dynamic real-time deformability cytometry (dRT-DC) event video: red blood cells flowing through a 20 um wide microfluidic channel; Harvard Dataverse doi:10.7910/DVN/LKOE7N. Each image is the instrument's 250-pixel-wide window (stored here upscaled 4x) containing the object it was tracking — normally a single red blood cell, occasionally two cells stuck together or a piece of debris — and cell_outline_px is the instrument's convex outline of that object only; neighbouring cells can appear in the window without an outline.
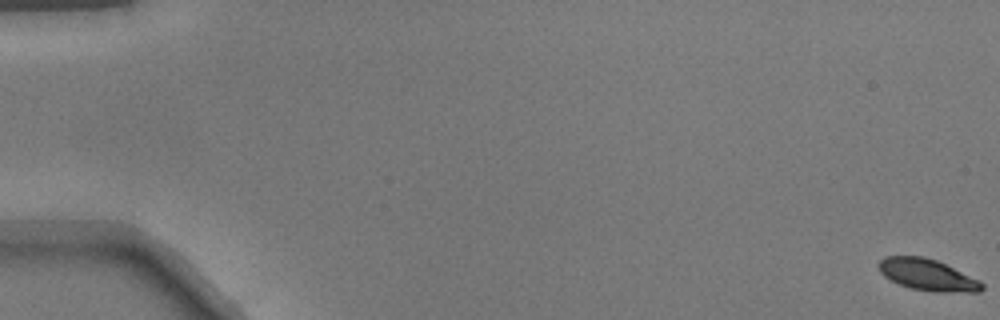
{"species": "common noctule bat (a hibernating species)", "species_latin": "Nyctalus noctula", "temperature_condition": "warm", "stored_images_in_passage": 54, "camera_frame_rate_fps": 3000, "um_per_image_px": 0.085, "animal": {"sex": "male", "body_mass_g": 17.9}, "frame": {"image": 1, "passage_image": 1, "time_ms": 0.0, "image_size_px": [1000, 320], "cell_outline_px": [[984, 288], [980, 292], [932, 292], [908, 288], [884, 276], [880, 272], [876, 264], [884, 256], [924, 256], [936, 260], [980, 280], [984, 284]], "centroid_in_image_um": [78.83, 23.36], "position_along_channel_um": 6.2, "area_um2": 19.13}}
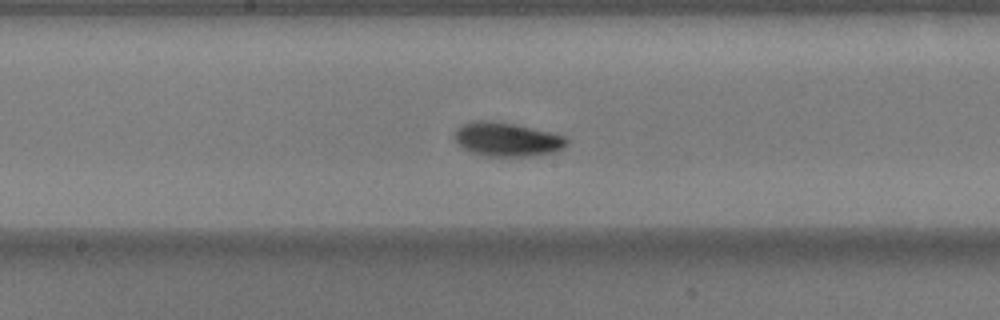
{"frame": {"image": 2, "passage_image": 29, "time_ms": 9.333, "image_size_px": [1000, 320], "cell_outline_px": [[568, 144], [564, 148], [556, 152], [532, 156], [484, 156], [472, 152], [456, 144], [452, 136], [452, 132], [460, 124], [472, 120], [492, 120], [516, 124], [564, 136], [568, 140]], "centroid_in_image_um": [43.02, 11.83], "position_along_channel_um": 205.2, "area_um2": 22.66}}
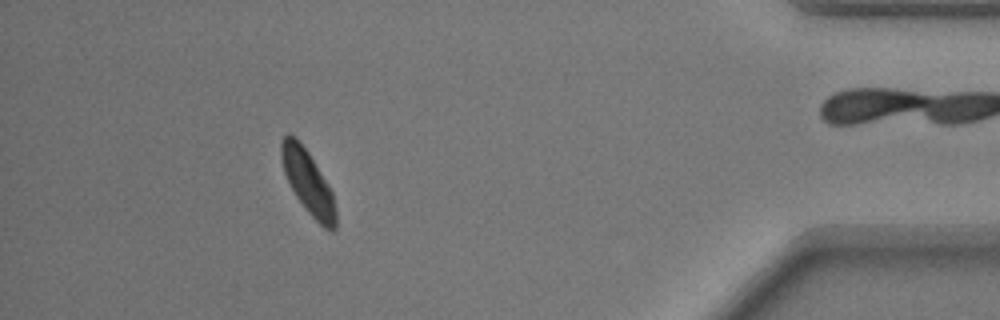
{"frame": {"image": 3, "passage_image": 48, "time_ms": 15.667, "image_size_px": [1000, 320], "cell_outline_px": [[336, 228], [332, 232], [324, 228], [304, 208], [296, 196], [284, 172], [280, 160], [280, 144], [284, 136], [288, 132], [308, 152], [328, 184], [332, 192], [336, 212]], "centroid_in_image_um": [26.18, 15.51], "position_along_channel_um": 409.0, "area_um2": 19.88}}